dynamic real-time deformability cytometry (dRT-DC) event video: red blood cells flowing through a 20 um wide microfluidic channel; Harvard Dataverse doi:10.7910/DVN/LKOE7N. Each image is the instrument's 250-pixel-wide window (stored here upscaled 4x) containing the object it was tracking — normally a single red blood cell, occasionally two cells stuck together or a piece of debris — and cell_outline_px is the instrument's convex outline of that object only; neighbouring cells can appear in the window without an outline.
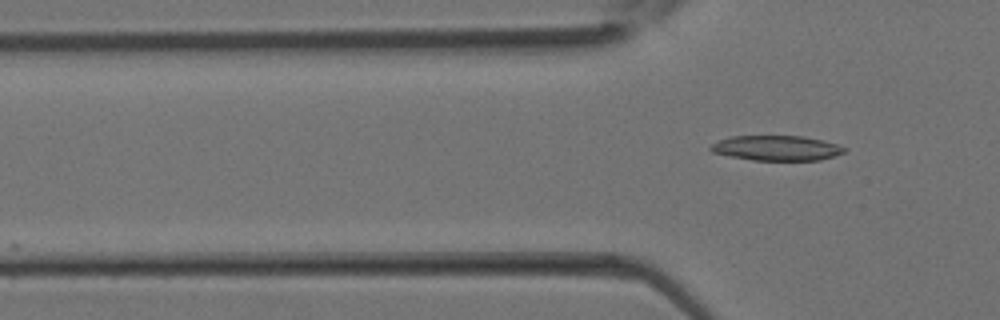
{"species": "Egyptian fruit bat (a non-hibernating species)", "species_latin": "Rousettus aegyptiacus", "temperature_condition": "room temperature", "stored_images_in_passage": 4, "camera_frame_rate_fps": 3000, "um_per_image_px": 0.085, "animal": {"sex": "female"}, "frame": {"image": 1, "passage_image": 4, "time_ms": 1.0, "image_size_px": [1000, 320], "cell_outline_px": [[848, 148], [844, 152], [820, 160], [752, 160], [712, 152], [708, 148], [712, 144], [720, 140], [732, 136], [804, 136], [824, 140]], "centroid_in_image_um": [66.03, 12.58], "position_along_channel_um": 59.8, "area_um2": 19.36}}